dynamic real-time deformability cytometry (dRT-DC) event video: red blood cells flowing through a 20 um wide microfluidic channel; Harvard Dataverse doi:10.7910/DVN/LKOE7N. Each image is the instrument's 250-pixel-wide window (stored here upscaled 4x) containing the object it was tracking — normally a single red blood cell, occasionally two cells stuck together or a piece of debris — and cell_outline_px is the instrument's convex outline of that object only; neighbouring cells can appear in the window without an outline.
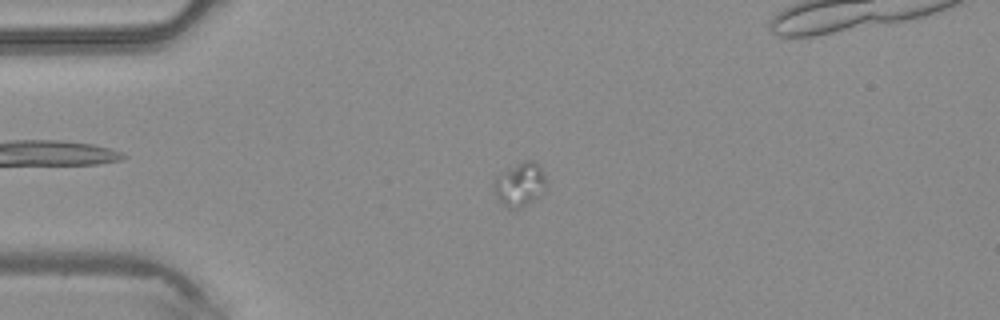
{"species": "common noctule bat (a hibernating species)", "species_latin": "Nyctalus noctula", "temperature_condition": "warm", "stored_images_in_passage": 5, "camera_frame_rate_fps": 3000, "um_per_image_px": 0.085, "animal": {"sex": "male", "body_mass_g": 20.4}, "frame": {"image": 1, "passage_image": 2, "time_ms": 0.333, "image_size_px": [1000, 320], "cell_outline_px": [[548, 184], [544, 192], [520, 208], [508, 208], [496, 196], [496, 176], [508, 168], [524, 160], [536, 160], [548, 180]], "centroid_in_image_um": [44.27, 15.63], "position_along_channel_um": 40.7, "area_um2": 13.18}}